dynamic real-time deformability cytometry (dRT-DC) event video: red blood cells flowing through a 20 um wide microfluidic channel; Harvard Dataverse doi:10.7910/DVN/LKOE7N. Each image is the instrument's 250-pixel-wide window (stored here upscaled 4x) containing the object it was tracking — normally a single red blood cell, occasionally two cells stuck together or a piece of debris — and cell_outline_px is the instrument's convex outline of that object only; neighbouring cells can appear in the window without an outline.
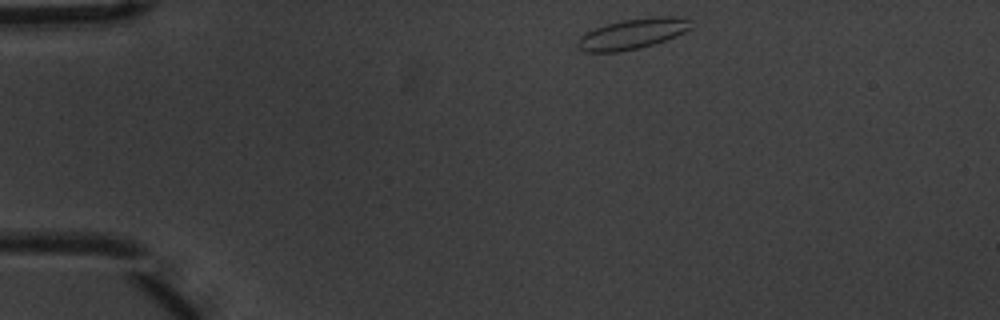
{"species": "common noctule bat (a hibernating species)", "species_latin": "Nyctalus noctula", "temperature_condition": "warm", "stored_images_in_passage": 3, "camera_frame_rate_fps": 3000, "um_per_image_px": 0.085, "animal": {"sex": "male", "body_mass_g": 20.1, "forearm_length_mm": 53.5}, "frame": {"image": 1, "passage_image": 1, "time_ms": 0.0, "image_size_px": [1000, 320], "cell_outline_px": [[692, 28], [676, 36], [640, 48], [616, 52], [588, 52], [580, 48], [576, 44], [580, 36], [596, 28], [608, 24], [624, 20], [656, 16], [676, 16], [688, 20]], "centroid_in_image_um": [53.77, 2.88], "position_along_channel_um": 31.2, "area_um2": 19.65}}